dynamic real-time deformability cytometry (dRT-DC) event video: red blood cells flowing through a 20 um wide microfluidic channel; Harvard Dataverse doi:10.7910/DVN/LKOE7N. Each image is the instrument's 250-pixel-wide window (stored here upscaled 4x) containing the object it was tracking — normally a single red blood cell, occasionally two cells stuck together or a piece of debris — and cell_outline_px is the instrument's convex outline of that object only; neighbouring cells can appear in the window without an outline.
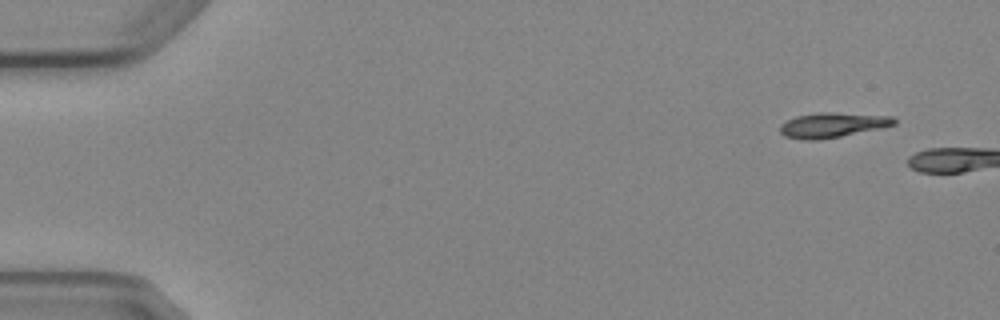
{"species": "Egyptian fruit bat (a non-hibernating species)", "species_latin": "Rousettus aegyptiacus", "temperature_condition": "cold", "stored_images_in_passage": 2, "camera_frame_rate_fps": 3000, "um_per_image_px": 0.085, "animal": {"sex": "female"}, "frame": {"image": 1, "passage_image": 1, "time_ms": 0.0, "image_size_px": [1000, 320], "cell_outline_px": [[896, 124], [880, 128], [840, 136], [816, 140], [800, 140], [784, 136], [780, 132], [780, 124], [796, 116], [820, 112], [832, 112], [892, 116], [896, 120]], "centroid_in_image_um": [70.73, 10.62], "position_along_channel_um": 14.3, "area_um2": 16.47}}